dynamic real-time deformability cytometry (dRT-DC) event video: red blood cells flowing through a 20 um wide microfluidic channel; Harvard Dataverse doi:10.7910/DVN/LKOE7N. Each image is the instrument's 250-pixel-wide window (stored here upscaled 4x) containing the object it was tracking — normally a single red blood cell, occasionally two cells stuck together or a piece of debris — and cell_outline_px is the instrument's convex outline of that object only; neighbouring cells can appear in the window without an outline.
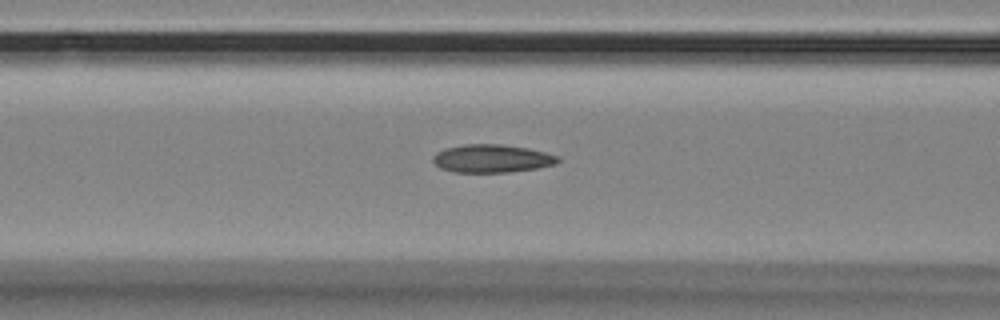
{"species": "Egyptian fruit bat (a non-hibernating species)", "species_latin": "Rousettus aegyptiacus", "temperature_condition": "room temperature", "stored_images_in_passage": 29, "camera_frame_rate_fps": 3000, "um_per_image_px": 0.085, "animal": {"sex": "female"}, "frame": {"image": 1, "passage_image": 7, "time_ms": 2.0, "image_size_px": [1000, 320], "cell_outline_px": [[560, 160], [556, 164], [536, 168], [508, 172], [452, 172], [440, 168], [432, 160], [432, 156], [436, 152], [444, 148], [464, 144], [500, 144], [528, 148], [560, 156]], "centroid_in_image_um": [41.79, 13.47], "position_along_channel_um": 124.8, "area_um2": 20.52}}
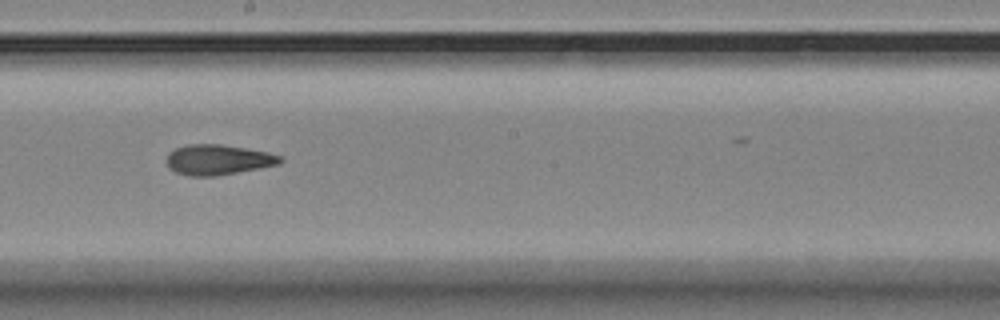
{"frame": {"image": 2, "passage_image": 16, "time_ms": 5.0, "image_size_px": [1000, 320], "cell_outline_px": [[284, 160], [280, 164], [216, 176], [188, 176], [176, 172], [168, 168], [164, 160], [168, 152], [176, 148], [188, 144], [220, 144], [268, 152], [284, 156]], "centroid_in_image_um": [18.51, 13.58], "position_along_channel_um": 229.7, "area_um2": 20.29}}
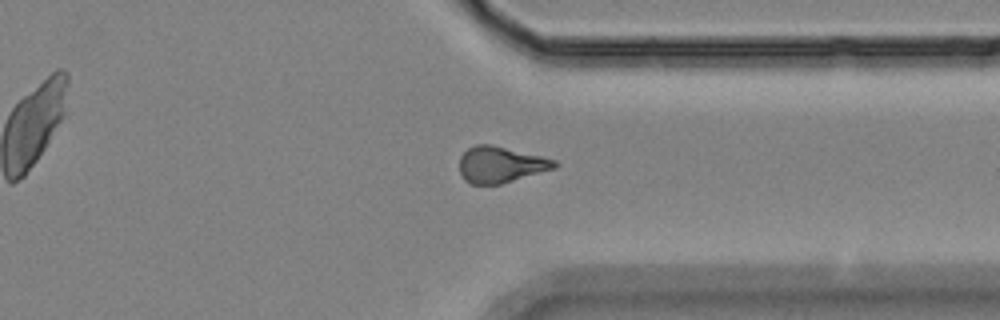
{"frame": {"image": 3, "passage_image": 28, "time_ms": 9.0, "image_size_px": [1000, 320], "cell_outline_px": [[560, 164], [556, 168], [500, 184], [472, 184], [464, 180], [460, 172], [460, 156], [468, 148], [476, 144], [488, 144], [540, 156], [556, 160]], "centroid_in_image_um": [42.55, 14.0], "position_along_channel_um": 368.9, "area_um2": 19.83}}